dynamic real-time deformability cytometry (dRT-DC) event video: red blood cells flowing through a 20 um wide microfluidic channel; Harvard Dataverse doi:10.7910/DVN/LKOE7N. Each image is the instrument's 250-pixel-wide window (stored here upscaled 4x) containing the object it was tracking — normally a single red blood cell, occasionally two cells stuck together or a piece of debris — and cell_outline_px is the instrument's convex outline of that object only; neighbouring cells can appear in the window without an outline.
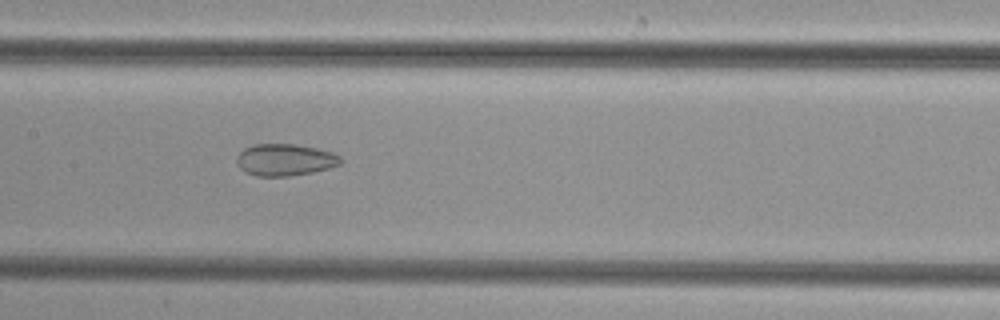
{"species": "common noctule bat (a hibernating species)", "species_latin": "Nyctalus noctula", "temperature_condition": "cold", "stored_images_in_passage": 32, "camera_frame_rate_fps": 3000, "um_per_image_px": 0.085, "animal": {"sex": "female", "body_mass_g": 29.2, "forearm_length_mm": 56.3}, "frame": {"image": 1, "passage_image": 11, "time_ms": 3.333, "image_size_px": [1000, 320], "cell_outline_px": [[340, 164], [328, 168], [312, 172], [288, 176], [256, 176], [240, 168], [236, 160], [236, 156], [244, 148], [252, 144], [296, 144], [316, 148], [332, 152], [340, 156]], "centroid_in_image_um": [24.2, 13.57], "position_along_channel_um": 183.2, "area_um2": 19.19}}
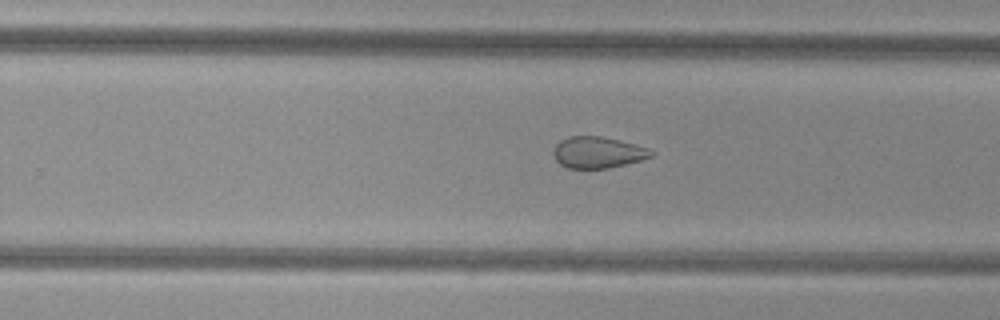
{"frame": {"image": 2, "passage_image": 18, "time_ms": 5.667, "image_size_px": [1000, 320], "cell_outline_px": [[656, 152], [652, 156], [640, 160], [608, 168], [568, 168], [560, 164], [552, 156], [552, 148], [560, 140], [568, 136], [600, 136], [636, 144], [648, 148]], "centroid_in_image_um": [50.78, 12.94], "position_along_channel_um": 279.0, "area_um2": 17.98}}
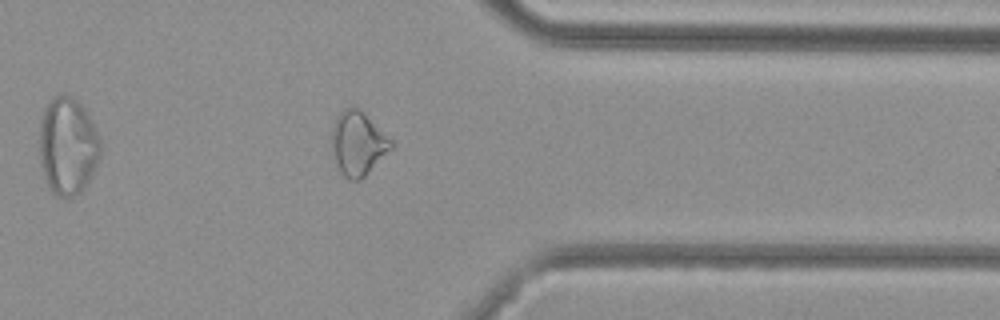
{"frame": {"image": 3, "passage_image": 26, "time_ms": 8.333, "image_size_px": [1000, 320], "cell_outline_px": [[392, 148], [360, 180], [348, 180], [340, 172], [332, 148], [332, 124], [336, 116], [344, 108], [356, 108], [392, 140]], "centroid_in_image_um": [30.39, 12.21], "position_along_channel_um": 381.0, "area_um2": 21.39}}